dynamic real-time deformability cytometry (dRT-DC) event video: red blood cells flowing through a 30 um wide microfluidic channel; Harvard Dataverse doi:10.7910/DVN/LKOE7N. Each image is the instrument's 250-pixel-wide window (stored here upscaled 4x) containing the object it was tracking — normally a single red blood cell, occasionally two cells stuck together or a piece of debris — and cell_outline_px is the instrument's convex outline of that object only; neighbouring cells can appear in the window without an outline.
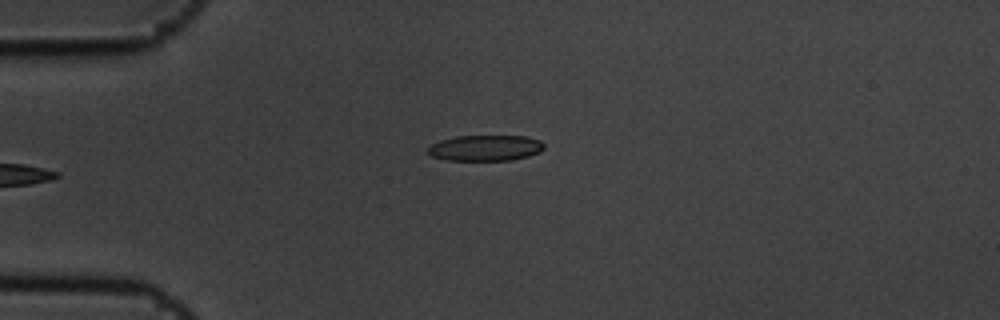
{"species": "common noctule bat (a hibernating species)", "species_latin": "Nyctalus noctula", "temperature_condition": "cold", "stored_images_in_passage": 6, "camera_frame_rate_fps": 3000, "um_per_image_px": 0.085, "animal": {"sex": "male", "body_mass_g": 19.5, "forearm_length_mm": 54.6}, "frame": {"image": 1, "passage_image": 6, "time_ms": 1.667, "image_size_px": [1000, 320], "cell_outline_px": [[544, 148], [540, 152], [528, 156], [512, 160], [448, 160], [432, 156], [428, 152], [428, 148], [432, 144], [440, 140], [456, 136], [524, 136], [540, 140], [544, 144]], "centroid_in_image_um": [41.28, 12.57], "position_along_channel_um": 43.7, "area_um2": 17.4}}